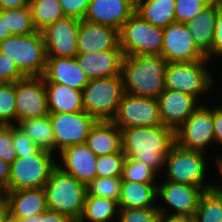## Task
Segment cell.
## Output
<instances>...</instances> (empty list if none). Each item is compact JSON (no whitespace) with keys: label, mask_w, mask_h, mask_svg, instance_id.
Here are the masks:
<instances>
[{"label":"cell","mask_w":222,"mask_h":222,"mask_svg":"<svg viewBox=\"0 0 222 222\" xmlns=\"http://www.w3.org/2000/svg\"><path fill=\"white\" fill-rule=\"evenodd\" d=\"M175 0H136L135 12L145 21L160 28L175 23Z\"/></svg>","instance_id":"obj_28"},{"label":"cell","mask_w":222,"mask_h":222,"mask_svg":"<svg viewBox=\"0 0 222 222\" xmlns=\"http://www.w3.org/2000/svg\"><path fill=\"white\" fill-rule=\"evenodd\" d=\"M49 113L83 111L82 91L58 83H45Z\"/></svg>","instance_id":"obj_27"},{"label":"cell","mask_w":222,"mask_h":222,"mask_svg":"<svg viewBox=\"0 0 222 222\" xmlns=\"http://www.w3.org/2000/svg\"><path fill=\"white\" fill-rule=\"evenodd\" d=\"M175 143L181 148L206 153L215 143L213 130V108L203 103L175 131Z\"/></svg>","instance_id":"obj_10"},{"label":"cell","mask_w":222,"mask_h":222,"mask_svg":"<svg viewBox=\"0 0 222 222\" xmlns=\"http://www.w3.org/2000/svg\"><path fill=\"white\" fill-rule=\"evenodd\" d=\"M209 61L170 62L165 69V89L189 94L199 101L213 90ZM202 96V97H201Z\"/></svg>","instance_id":"obj_8"},{"label":"cell","mask_w":222,"mask_h":222,"mask_svg":"<svg viewBox=\"0 0 222 222\" xmlns=\"http://www.w3.org/2000/svg\"><path fill=\"white\" fill-rule=\"evenodd\" d=\"M58 155L62 162L57 167L77 181L87 185L96 177L97 156L85 143L67 147Z\"/></svg>","instance_id":"obj_19"},{"label":"cell","mask_w":222,"mask_h":222,"mask_svg":"<svg viewBox=\"0 0 222 222\" xmlns=\"http://www.w3.org/2000/svg\"><path fill=\"white\" fill-rule=\"evenodd\" d=\"M134 12L135 0H90L84 20L119 30Z\"/></svg>","instance_id":"obj_20"},{"label":"cell","mask_w":222,"mask_h":222,"mask_svg":"<svg viewBox=\"0 0 222 222\" xmlns=\"http://www.w3.org/2000/svg\"><path fill=\"white\" fill-rule=\"evenodd\" d=\"M6 213H7L6 202L2 194H0V222Z\"/></svg>","instance_id":"obj_52"},{"label":"cell","mask_w":222,"mask_h":222,"mask_svg":"<svg viewBox=\"0 0 222 222\" xmlns=\"http://www.w3.org/2000/svg\"><path fill=\"white\" fill-rule=\"evenodd\" d=\"M204 190L201 187L174 183L167 180H162V183L157 185V200L161 199L167 207L157 205V209L161 215L179 216L194 218L200 196ZM172 209V210H171Z\"/></svg>","instance_id":"obj_13"},{"label":"cell","mask_w":222,"mask_h":222,"mask_svg":"<svg viewBox=\"0 0 222 222\" xmlns=\"http://www.w3.org/2000/svg\"><path fill=\"white\" fill-rule=\"evenodd\" d=\"M80 19L65 17L41 31L47 57H75Z\"/></svg>","instance_id":"obj_16"},{"label":"cell","mask_w":222,"mask_h":222,"mask_svg":"<svg viewBox=\"0 0 222 222\" xmlns=\"http://www.w3.org/2000/svg\"><path fill=\"white\" fill-rule=\"evenodd\" d=\"M0 158L10 165L17 158L13 143V125H0Z\"/></svg>","instance_id":"obj_40"},{"label":"cell","mask_w":222,"mask_h":222,"mask_svg":"<svg viewBox=\"0 0 222 222\" xmlns=\"http://www.w3.org/2000/svg\"><path fill=\"white\" fill-rule=\"evenodd\" d=\"M85 144L97 157L120 152L121 130L112 121H96Z\"/></svg>","instance_id":"obj_24"},{"label":"cell","mask_w":222,"mask_h":222,"mask_svg":"<svg viewBox=\"0 0 222 222\" xmlns=\"http://www.w3.org/2000/svg\"><path fill=\"white\" fill-rule=\"evenodd\" d=\"M157 177L159 178L157 172L153 168L131 157H126L121 175L122 181L156 183Z\"/></svg>","instance_id":"obj_35"},{"label":"cell","mask_w":222,"mask_h":222,"mask_svg":"<svg viewBox=\"0 0 222 222\" xmlns=\"http://www.w3.org/2000/svg\"><path fill=\"white\" fill-rule=\"evenodd\" d=\"M167 64L162 55L123 56L121 76L124 92L135 96L158 98L165 90Z\"/></svg>","instance_id":"obj_2"},{"label":"cell","mask_w":222,"mask_h":222,"mask_svg":"<svg viewBox=\"0 0 222 222\" xmlns=\"http://www.w3.org/2000/svg\"><path fill=\"white\" fill-rule=\"evenodd\" d=\"M15 83H0V125H16Z\"/></svg>","instance_id":"obj_36"},{"label":"cell","mask_w":222,"mask_h":222,"mask_svg":"<svg viewBox=\"0 0 222 222\" xmlns=\"http://www.w3.org/2000/svg\"><path fill=\"white\" fill-rule=\"evenodd\" d=\"M89 80L121 75V50H107L75 56Z\"/></svg>","instance_id":"obj_23"},{"label":"cell","mask_w":222,"mask_h":222,"mask_svg":"<svg viewBox=\"0 0 222 222\" xmlns=\"http://www.w3.org/2000/svg\"><path fill=\"white\" fill-rule=\"evenodd\" d=\"M44 83H58L82 91L89 79L75 57H47Z\"/></svg>","instance_id":"obj_21"},{"label":"cell","mask_w":222,"mask_h":222,"mask_svg":"<svg viewBox=\"0 0 222 222\" xmlns=\"http://www.w3.org/2000/svg\"><path fill=\"white\" fill-rule=\"evenodd\" d=\"M158 108L163 126L176 131L199 107L197 98L182 93L165 89L157 98Z\"/></svg>","instance_id":"obj_17"},{"label":"cell","mask_w":222,"mask_h":222,"mask_svg":"<svg viewBox=\"0 0 222 222\" xmlns=\"http://www.w3.org/2000/svg\"><path fill=\"white\" fill-rule=\"evenodd\" d=\"M157 185L155 183H138L122 181L119 209L157 208Z\"/></svg>","instance_id":"obj_25"},{"label":"cell","mask_w":222,"mask_h":222,"mask_svg":"<svg viewBox=\"0 0 222 222\" xmlns=\"http://www.w3.org/2000/svg\"><path fill=\"white\" fill-rule=\"evenodd\" d=\"M205 154L181 148L175 143L165 158L164 180L201 187L204 191L211 189L212 182L205 183L206 170L209 169Z\"/></svg>","instance_id":"obj_5"},{"label":"cell","mask_w":222,"mask_h":222,"mask_svg":"<svg viewBox=\"0 0 222 222\" xmlns=\"http://www.w3.org/2000/svg\"><path fill=\"white\" fill-rule=\"evenodd\" d=\"M215 160H214V164L216 165L217 169H218V173L221 176V180H222V155H217L215 156ZM222 182V181H221ZM211 189L222 198V183H213L212 181V185H211Z\"/></svg>","instance_id":"obj_48"},{"label":"cell","mask_w":222,"mask_h":222,"mask_svg":"<svg viewBox=\"0 0 222 222\" xmlns=\"http://www.w3.org/2000/svg\"><path fill=\"white\" fill-rule=\"evenodd\" d=\"M10 180V164L0 158V194L8 187Z\"/></svg>","instance_id":"obj_47"},{"label":"cell","mask_w":222,"mask_h":222,"mask_svg":"<svg viewBox=\"0 0 222 222\" xmlns=\"http://www.w3.org/2000/svg\"><path fill=\"white\" fill-rule=\"evenodd\" d=\"M5 24L11 35H28L37 32L29 6L5 9Z\"/></svg>","instance_id":"obj_33"},{"label":"cell","mask_w":222,"mask_h":222,"mask_svg":"<svg viewBox=\"0 0 222 222\" xmlns=\"http://www.w3.org/2000/svg\"><path fill=\"white\" fill-rule=\"evenodd\" d=\"M39 149L54 154V134L49 115L41 118H31L16 124Z\"/></svg>","instance_id":"obj_29"},{"label":"cell","mask_w":222,"mask_h":222,"mask_svg":"<svg viewBox=\"0 0 222 222\" xmlns=\"http://www.w3.org/2000/svg\"><path fill=\"white\" fill-rule=\"evenodd\" d=\"M2 196L7 213L18 220L40 215L48 210L44 188L7 191Z\"/></svg>","instance_id":"obj_22"},{"label":"cell","mask_w":222,"mask_h":222,"mask_svg":"<svg viewBox=\"0 0 222 222\" xmlns=\"http://www.w3.org/2000/svg\"><path fill=\"white\" fill-rule=\"evenodd\" d=\"M1 222H20L18 219L11 217L8 213L2 218Z\"/></svg>","instance_id":"obj_53"},{"label":"cell","mask_w":222,"mask_h":222,"mask_svg":"<svg viewBox=\"0 0 222 222\" xmlns=\"http://www.w3.org/2000/svg\"><path fill=\"white\" fill-rule=\"evenodd\" d=\"M17 123L49 115L42 76H26L15 82Z\"/></svg>","instance_id":"obj_14"},{"label":"cell","mask_w":222,"mask_h":222,"mask_svg":"<svg viewBox=\"0 0 222 222\" xmlns=\"http://www.w3.org/2000/svg\"><path fill=\"white\" fill-rule=\"evenodd\" d=\"M90 0H59L66 17L83 20L88 10Z\"/></svg>","instance_id":"obj_43"},{"label":"cell","mask_w":222,"mask_h":222,"mask_svg":"<svg viewBox=\"0 0 222 222\" xmlns=\"http://www.w3.org/2000/svg\"><path fill=\"white\" fill-rule=\"evenodd\" d=\"M48 210L65 215L71 221L82 216L86 185L56 167L44 186Z\"/></svg>","instance_id":"obj_3"},{"label":"cell","mask_w":222,"mask_h":222,"mask_svg":"<svg viewBox=\"0 0 222 222\" xmlns=\"http://www.w3.org/2000/svg\"><path fill=\"white\" fill-rule=\"evenodd\" d=\"M19 221L20 222H72L65 215L50 210H47L40 215H34L27 218L19 219Z\"/></svg>","instance_id":"obj_45"},{"label":"cell","mask_w":222,"mask_h":222,"mask_svg":"<svg viewBox=\"0 0 222 222\" xmlns=\"http://www.w3.org/2000/svg\"><path fill=\"white\" fill-rule=\"evenodd\" d=\"M40 149L36 154L17 157L10 165V180L7 191L44 188L52 171L57 167L58 156ZM55 157V158H54Z\"/></svg>","instance_id":"obj_6"},{"label":"cell","mask_w":222,"mask_h":222,"mask_svg":"<svg viewBox=\"0 0 222 222\" xmlns=\"http://www.w3.org/2000/svg\"><path fill=\"white\" fill-rule=\"evenodd\" d=\"M220 6L219 1L214 0L208 7L186 24L194 38L195 44L205 55L211 50L216 16Z\"/></svg>","instance_id":"obj_26"},{"label":"cell","mask_w":222,"mask_h":222,"mask_svg":"<svg viewBox=\"0 0 222 222\" xmlns=\"http://www.w3.org/2000/svg\"><path fill=\"white\" fill-rule=\"evenodd\" d=\"M194 222H222V198L212 189L200 196Z\"/></svg>","instance_id":"obj_32"},{"label":"cell","mask_w":222,"mask_h":222,"mask_svg":"<svg viewBox=\"0 0 222 222\" xmlns=\"http://www.w3.org/2000/svg\"><path fill=\"white\" fill-rule=\"evenodd\" d=\"M175 22L187 24L214 0H175Z\"/></svg>","instance_id":"obj_38"},{"label":"cell","mask_w":222,"mask_h":222,"mask_svg":"<svg viewBox=\"0 0 222 222\" xmlns=\"http://www.w3.org/2000/svg\"><path fill=\"white\" fill-rule=\"evenodd\" d=\"M111 121L120 130L162 125L157 98L135 96L124 92Z\"/></svg>","instance_id":"obj_11"},{"label":"cell","mask_w":222,"mask_h":222,"mask_svg":"<svg viewBox=\"0 0 222 222\" xmlns=\"http://www.w3.org/2000/svg\"><path fill=\"white\" fill-rule=\"evenodd\" d=\"M11 36L8 29H6L5 24V10H0V41L5 40Z\"/></svg>","instance_id":"obj_50"},{"label":"cell","mask_w":222,"mask_h":222,"mask_svg":"<svg viewBox=\"0 0 222 222\" xmlns=\"http://www.w3.org/2000/svg\"><path fill=\"white\" fill-rule=\"evenodd\" d=\"M54 134V154L72 145L84 144L97 121L87 112L49 113Z\"/></svg>","instance_id":"obj_12"},{"label":"cell","mask_w":222,"mask_h":222,"mask_svg":"<svg viewBox=\"0 0 222 222\" xmlns=\"http://www.w3.org/2000/svg\"><path fill=\"white\" fill-rule=\"evenodd\" d=\"M213 57H218V59L222 57V6H220L218 9L216 16V24L211 50L206 54V58L209 61H212L211 59H213Z\"/></svg>","instance_id":"obj_44"},{"label":"cell","mask_w":222,"mask_h":222,"mask_svg":"<svg viewBox=\"0 0 222 222\" xmlns=\"http://www.w3.org/2000/svg\"><path fill=\"white\" fill-rule=\"evenodd\" d=\"M118 215L117 201L98 196H86L83 213L78 222H117Z\"/></svg>","instance_id":"obj_30"},{"label":"cell","mask_w":222,"mask_h":222,"mask_svg":"<svg viewBox=\"0 0 222 222\" xmlns=\"http://www.w3.org/2000/svg\"><path fill=\"white\" fill-rule=\"evenodd\" d=\"M161 55L168 63L209 61L195 44L188 26L176 22L163 29Z\"/></svg>","instance_id":"obj_15"},{"label":"cell","mask_w":222,"mask_h":222,"mask_svg":"<svg viewBox=\"0 0 222 222\" xmlns=\"http://www.w3.org/2000/svg\"><path fill=\"white\" fill-rule=\"evenodd\" d=\"M107 50H121L119 30L115 27L80 20L77 36V54Z\"/></svg>","instance_id":"obj_18"},{"label":"cell","mask_w":222,"mask_h":222,"mask_svg":"<svg viewBox=\"0 0 222 222\" xmlns=\"http://www.w3.org/2000/svg\"><path fill=\"white\" fill-rule=\"evenodd\" d=\"M0 53L13 60L25 76H43L47 53L41 32L9 36L0 41Z\"/></svg>","instance_id":"obj_4"},{"label":"cell","mask_w":222,"mask_h":222,"mask_svg":"<svg viewBox=\"0 0 222 222\" xmlns=\"http://www.w3.org/2000/svg\"><path fill=\"white\" fill-rule=\"evenodd\" d=\"M163 28L145 21L134 12L119 29L123 56L161 55Z\"/></svg>","instance_id":"obj_9"},{"label":"cell","mask_w":222,"mask_h":222,"mask_svg":"<svg viewBox=\"0 0 222 222\" xmlns=\"http://www.w3.org/2000/svg\"><path fill=\"white\" fill-rule=\"evenodd\" d=\"M29 6L28 0H0V10Z\"/></svg>","instance_id":"obj_49"},{"label":"cell","mask_w":222,"mask_h":222,"mask_svg":"<svg viewBox=\"0 0 222 222\" xmlns=\"http://www.w3.org/2000/svg\"><path fill=\"white\" fill-rule=\"evenodd\" d=\"M161 213L157 208L119 209L117 222H159Z\"/></svg>","instance_id":"obj_39"},{"label":"cell","mask_w":222,"mask_h":222,"mask_svg":"<svg viewBox=\"0 0 222 222\" xmlns=\"http://www.w3.org/2000/svg\"><path fill=\"white\" fill-rule=\"evenodd\" d=\"M25 77L13 60L0 53V83H15Z\"/></svg>","instance_id":"obj_42"},{"label":"cell","mask_w":222,"mask_h":222,"mask_svg":"<svg viewBox=\"0 0 222 222\" xmlns=\"http://www.w3.org/2000/svg\"><path fill=\"white\" fill-rule=\"evenodd\" d=\"M126 155L120 152L97 157L96 177H121Z\"/></svg>","instance_id":"obj_37"},{"label":"cell","mask_w":222,"mask_h":222,"mask_svg":"<svg viewBox=\"0 0 222 222\" xmlns=\"http://www.w3.org/2000/svg\"><path fill=\"white\" fill-rule=\"evenodd\" d=\"M124 94L121 75L92 79L82 90L84 111L97 121H111Z\"/></svg>","instance_id":"obj_7"},{"label":"cell","mask_w":222,"mask_h":222,"mask_svg":"<svg viewBox=\"0 0 222 222\" xmlns=\"http://www.w3.org/2000/svg\"><path fill=\"white\" fill-rule=\"evenodd\" d=\"M121 143L126 157L160 173L161 170L164 171L165 158L175 144V131L163 125L122 129Z\"/></svg>","instance_id":"obj_1"},{"label":"cell","mask_w":222,"mask_h":222,"mask_svg":"<svg viewBox=\"0 0 222 222\" xmlns=\"http://www.w3.org/2000/svg\"><path fill=\"white\" fill-rule=\"evenodd\" d=\"M13 143L17 157H26L36 154L40 149L36 144L16 125H13Z\"/></svg>","instance_id":"obj_41"},{"label":"cell","mask_w":222,"mask_h":222,"mask_svg":"<svg viewBox=\"0 0 222 222\" xmlns=\"http://www.w3.org/2000/svg\"><path fill=\"white\" fill-rule=\"evenodd\" d=\"M159 222H194V221L192 218L189 217L161 215Z\"/></svg>","instance_id":"obj_51"},{"label":"cell","mask_w":222,"mask_h":222,"mask_svg":"<svg viewBox=\"0 0 222 222\" xmlns=\"http://www.w3.org/2000/svg\"><path fill=\"white\" fill-rule=\"evenodd\" d=\"M121 183V177H95L86 185V196H98L118 202Z\"/></svg>","instance_id":"obj_34"},{"label":"cell","mask_w":222,"mask_h":222,"mask_svg":"<svg viewBox=\"0 0 222 222\" xmlns=\"http://www.w3.org/2000/svg\"><path fill=\"white\" fill-rule=\"evenodd\" d=\"M29 8L35 29L39 32L66 17L59 0H32Z\"/></svg>","instance_id":"obj_31"},{"label":"cell","mask_w":222,"mask_h":222,"mask_svg":"<svg viewBox=\"0 0 222 222\" xmlns=\"http://www.w3.org/2000/svg\"><path fill=\"white\" fill-rule=\"evenodd\" d=\"M213 130L215 144H222V105L213 106Z\"/></svg>","instance_id":"obj_46"}]
</instances>
